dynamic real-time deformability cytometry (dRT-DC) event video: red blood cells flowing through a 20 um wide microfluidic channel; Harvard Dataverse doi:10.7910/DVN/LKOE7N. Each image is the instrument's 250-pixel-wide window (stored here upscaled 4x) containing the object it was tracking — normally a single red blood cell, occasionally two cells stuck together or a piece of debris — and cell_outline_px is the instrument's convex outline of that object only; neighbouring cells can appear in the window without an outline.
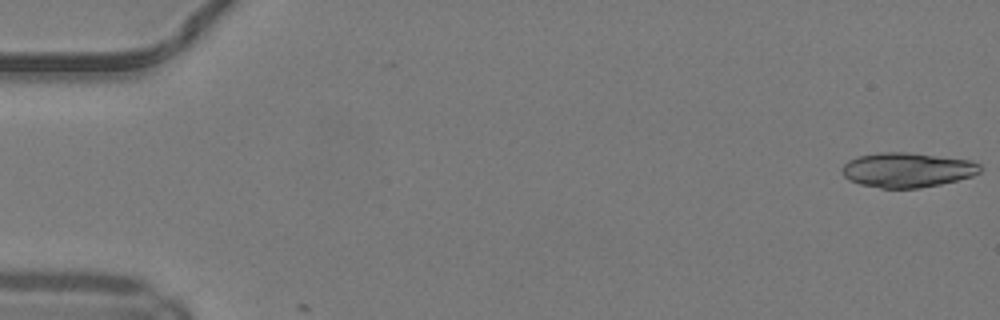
{"species": "common noctule bat (a hibernating species)", "species_latin": "Nyctalus noctula", "temperature_condition": "warm", "stored_images_in_passage": 3, "camera_frame_rate_fps": 3000, "um_per_image_px": 0.085, "animal": {"sex": "male", "body_mass_g": 19.2, "forearm_length_mm": 51.8}, "frame": {"image": 1, "passage_image": 1, "time_ms": 0.0, "image_size_px": [1000, 320], "cell_outline_px": [[980, 172], [972, 176], [940, 184], [920, 188], [880, 188], [860, 184], [848, 180], [844, 176], [840, 168], [848, 160], [856, 156], [880, 152], [904, 152], [972, 160], [980, 164]], "centroid_in_image_um": [77.07, 14.44], "position_along_channel_um": 7.9, "area_um2": 27.98}}